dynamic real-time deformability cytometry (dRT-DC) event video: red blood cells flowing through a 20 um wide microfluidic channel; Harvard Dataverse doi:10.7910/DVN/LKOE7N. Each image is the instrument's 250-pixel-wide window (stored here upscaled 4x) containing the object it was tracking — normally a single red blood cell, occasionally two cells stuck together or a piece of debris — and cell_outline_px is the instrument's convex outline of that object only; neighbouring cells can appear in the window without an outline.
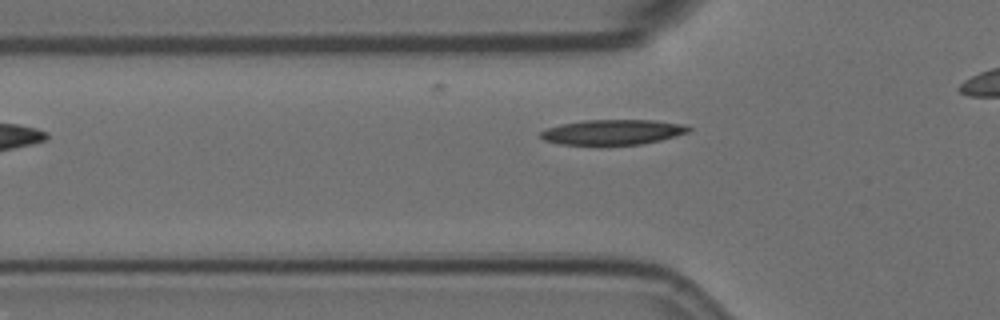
{"species": "Egyptian fruit bat (a non-hibernating species)", "species_latin": "Rousettus aegyptiacus", "temperature_condition": "room temperature", "stored_images_in_passage": 31, "camera_frame_rate_fps": 3000, "um_per_image_px": 0.085, "animal": {"sex": "female"}, "frame": {"image": 1, "passage_image": 3, "time_ms": 0.667, "image_size_px": [1000, 320], "cell_outline_px": [[692, 128], [688, 132], [676, 136], [660, 140], [640, 144], [600, 148], [596, 148], [560, 144], [544, 140], [540, 136], [540, 132], [548, 128], [560, 124], [584, 120], [652, 120], [688, 124]], "centroid_in_image_um": [52.06, 11.27], "position_along_channel_um": 73.7, "area_um2": 22.77}}
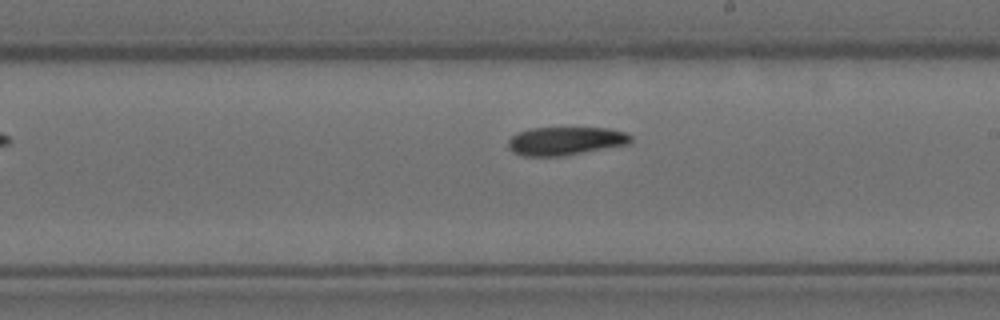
{"frame": {"image": 2, "passage_image": 17, "time_ms": 5.333, "image_size_px": [1000, 320], "cell_outline_px": [[632, 140], [628, 144], [564, 156], [524, 156], [512, 152], [508, 148], [508, 140], [512, 136], [520, 132], [532, 128], [608, 128], [624, 132], [632, 136]], "centroid_in_image_um": [48.06, 11.99], "position_along_channel_um": 240.9, "area_um2": 20.17}}
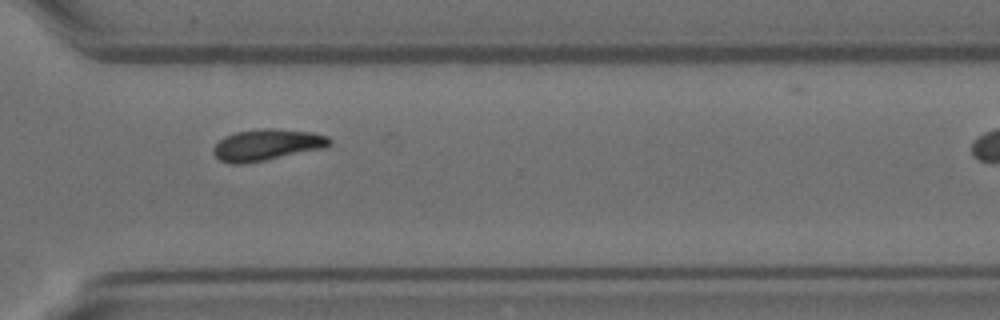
{"frame": {"image": 3, "passage_image": 26, "time_ms": 8.333, "image_size_px": [1000, 320], "cell_outline_px": [[332, 144], [324, 148], [244, 164], [232, 164], [220, 160], [212, 152], [212, 148], [224, 136], [236, 132], [264, 128], [272, 128], [312, 132], [328, 136], [332, 140]], "centroid_in_image_um": [22.69, 12.31], "position_along_channel_um": 347.9, "area_um2": 21.21}}